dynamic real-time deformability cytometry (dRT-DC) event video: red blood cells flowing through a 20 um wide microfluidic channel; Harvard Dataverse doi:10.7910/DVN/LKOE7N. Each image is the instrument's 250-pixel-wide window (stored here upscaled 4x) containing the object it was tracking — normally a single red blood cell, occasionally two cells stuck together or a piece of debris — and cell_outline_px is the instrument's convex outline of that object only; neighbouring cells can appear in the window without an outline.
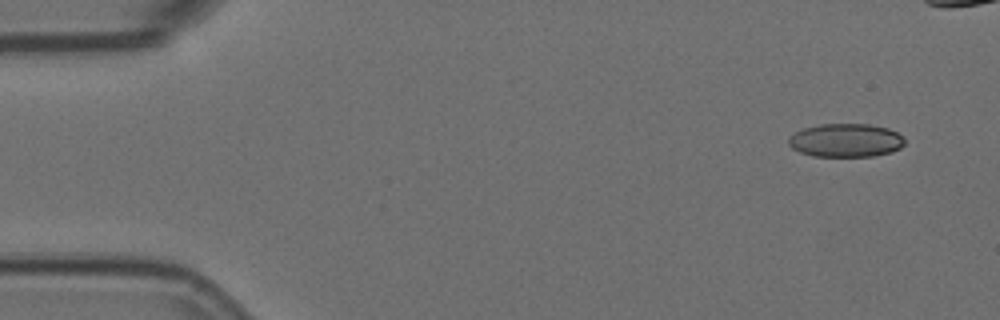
{"species": "Egyptian fruit bat (a non-hibernating species)", "species_latin": "Rousettus aegyptiacus", "temperature_condition": "room temperature", "stored_images_in_passage": 9, "camera_frame_rate_fps": 3000, "um_per_image_px": 0.085, "animal": {"sex": "female"}, "frame": {"image": 1, "passage_image": 1, "time_ms": 0.0, "image_size_px": [1000, 320], "cell_outline_px": [[904, 144], [900, 148], [892, 152], [872, 156], [812, 156], [800, 152], [792, 148], [788, 144], [788, 136], [804, 128], [820, 124], [868, 124], [888, 128], [904, 136]], "centroid_in_image_um": [71.89, 11.93], "position_along_channel_um": 13.1, "area_um2": 22.72}}
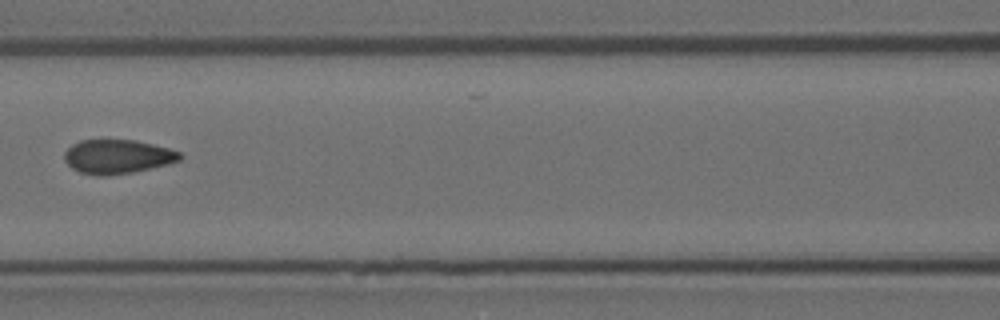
{"frame": {"image": 2, "passage_image": 7, "time_ms": 2.0, "image_size_px": [1000, 320], "cell_outline_px": [[184, 156], [180, 160], [168, 164], [132, 172], [104, 176], [100, 176], [80, 172], [72, 168], [64, 160], [64, 152], [72, 144], [80, 140], [136, 140], [168, 148], [180, 152]], "centroid_in_image_um": [9.98, 13.31], "position_along_channel_um": 156.6, "area_um2": 22.89}}
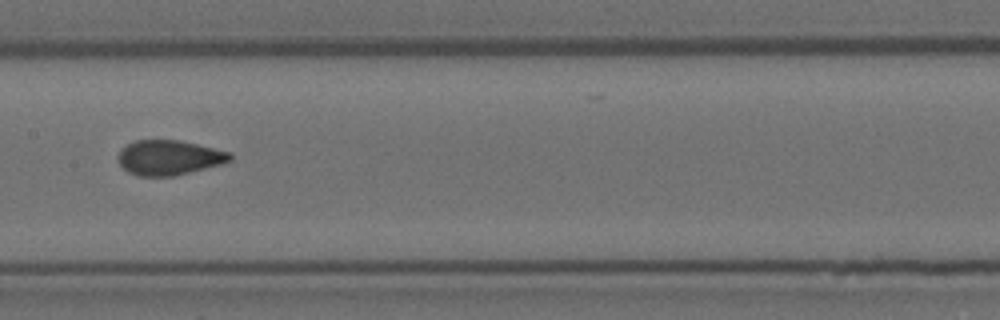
{"frame": {"image": 3, "passage_image": 8, "time_ms": 2.333, "image_size_px": [1000, 320], "cell_outline_px": [[232, 160], [220, 164], [172, 176], [136, 176], [128, 172], [120, 164], [120, 148], [136, 140], [180, 140], [232, 152]], "centroid_in_image_um": [14.38, 13.38], "position_along_channel_um": 193.0, "area_um2": 22.54}}